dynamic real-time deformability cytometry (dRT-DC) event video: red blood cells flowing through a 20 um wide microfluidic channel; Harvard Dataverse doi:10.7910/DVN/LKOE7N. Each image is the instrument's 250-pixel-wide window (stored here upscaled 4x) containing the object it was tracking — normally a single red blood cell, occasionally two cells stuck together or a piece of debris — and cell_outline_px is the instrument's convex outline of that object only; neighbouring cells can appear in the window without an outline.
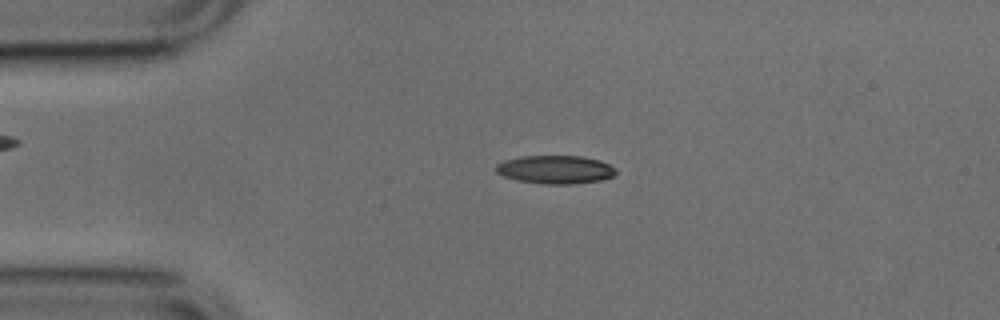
{"species": "common noctule bat (a hibernating species)", "species_latin": "Nyctalus noctula", "temperature_condition": "cold", "stored_images_in_passage": 50, "camera_frame_rate_fps": 3000, "um_per_image_px": 0.085, "animal": {"sex": "male", "body_mass_g": 17.9, "forearm_length_mm": 54.2}, "frame": {"image": 1, "passage_image": 11, "time_ms": 3.333, "image_size_px": [1000, 320], "cell_outline_px": [[616, 172], [612, 176], [600, 180], [572, 184], [544, 184], [516, 180], [504, 176], [496, 172], [496, 164], [504, 160], [520, 156], [580, 156], [600, 160], [616, 168]], "centroid_in_image_um": [47.18, 14.41], "position_along_channel_um": 37.8, "area_um2": 19.77}}
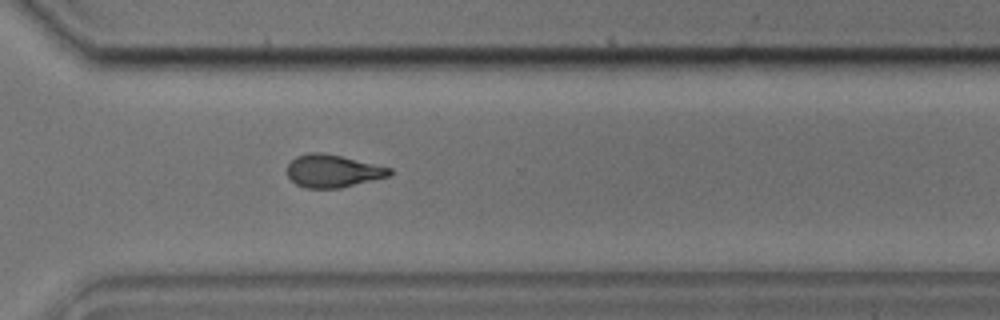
{"frame": {"image": 2, "passage_image": 37, "time_ms": 12.0, "image_size_px": [1000, 320], "cell_outline_px": [[392, 172], [388, 176], [340, 188], [304, 188], [296, 184], [288, 176], [288, 164], [296, 156], [308, 152], [320, 152], [340, 156], [392, 168]], "centroid_in_image_um": [28.26, 14.53], "position_along_channel_um": 342.3, "area_um2": 19.31}}
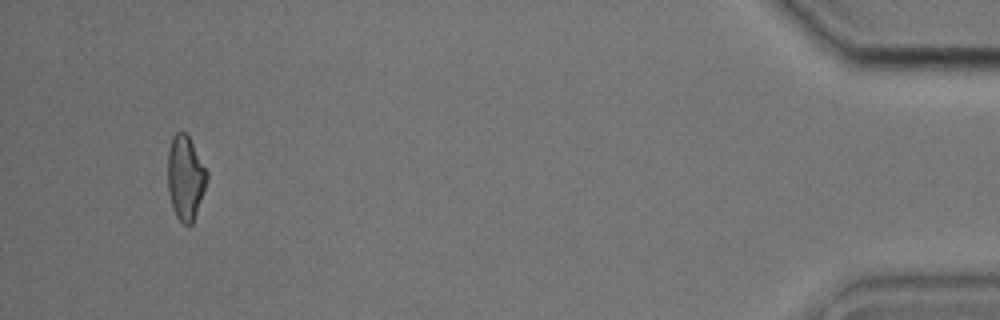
{"frame": {"image": 3, "passage_image": 49, "time_ms": 16.0, "image_size_px": [1000, 320], "cell_outline_px": [[208, 180], [192, 224], [184, 224], [176, 216], [168, 192], [168, 148], [172, 136], [176, 132], [184, 132], [188, 136], [208, 172]], "centroid_in_image_um": [15.76, 15.09], "position_along_channel_um": 419.4, "area_um2": 19.07}}